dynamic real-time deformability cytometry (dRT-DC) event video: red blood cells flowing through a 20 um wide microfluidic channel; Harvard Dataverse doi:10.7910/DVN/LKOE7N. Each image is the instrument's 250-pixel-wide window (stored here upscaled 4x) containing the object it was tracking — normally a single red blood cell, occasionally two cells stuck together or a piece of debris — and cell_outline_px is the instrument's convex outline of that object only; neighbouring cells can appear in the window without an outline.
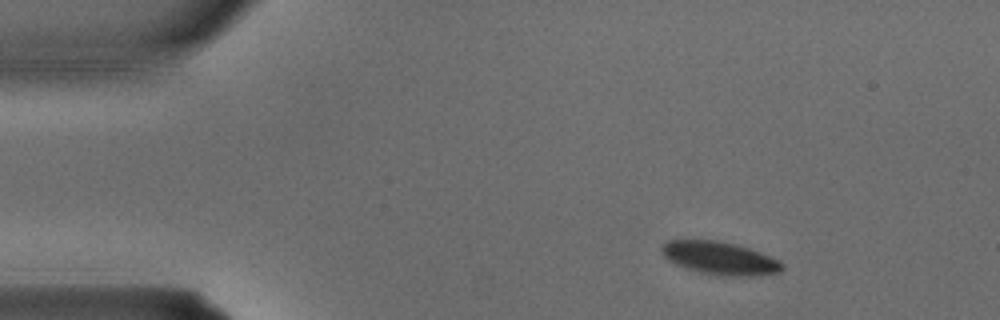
{"species": "common noctule bat (a hibernating species)", "species_latin": "Nyctalus noctula", "temperature_condition": "warm", "stored_images_in_passage": 2, "camera_frame_rate_fps": 3000, "um_per_image_px": 0.085, "animal": {"sex": "male", "body_mass_g": 15.6}, "frame": {"image": 1, "passage_image": 1, "time_ms": 0.0, "image_size_px": [1000, 320], "cell_outline_px": [[784, 268], [780, 272], [752, 276], [728, 276], [704, 272], [688, 268], [676, 264], [668, 260], [664, 256], [660, 248], [668, 240], [716, 240], [736, 244], [760, 252], [784, 264]], "centroid_in_image_um": [61.19, 21.93], "position_along_channel_um": 23.8, "area_um2": 22.72}}